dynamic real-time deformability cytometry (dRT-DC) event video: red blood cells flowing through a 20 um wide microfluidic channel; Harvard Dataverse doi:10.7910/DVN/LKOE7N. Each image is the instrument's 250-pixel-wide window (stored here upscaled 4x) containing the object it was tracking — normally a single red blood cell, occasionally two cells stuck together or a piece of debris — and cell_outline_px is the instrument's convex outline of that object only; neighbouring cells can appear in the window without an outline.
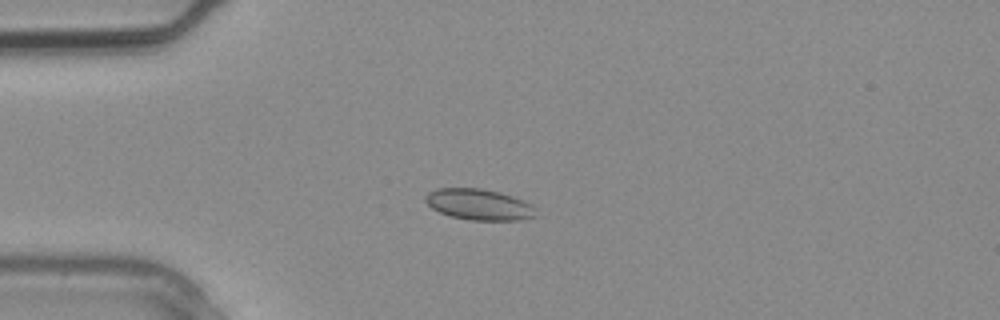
{"species": "common noctule bat (a hibernating species)", "species_latin": "Nyctalus noctula", "temperature_condition": "warm", "stored_images_in_passage": 2, "camera_frame_rate_fps": 3000, "um_per_image_px": 0.085, "animal": {"sex": "male", "body_mass_g": 20.4}, "frame": {"image": 1, "passage_image": 2, "time_ms": 0.333, "image_size_px": [1000, 320], "cell_outline_px": [[536, 216], [520, 220], [468, 220], [452, 216], [440, 212], [432, 208], [424, 200], [424, 196], [428, 192], [436, 188], [480, 188], [500, 192], [524, 200], [532, 204], [536, 208]], "centroid_in_image_um": [40.73, 17.37], "position_along_channel_um": 44.3, "area_um2": 20.11}}